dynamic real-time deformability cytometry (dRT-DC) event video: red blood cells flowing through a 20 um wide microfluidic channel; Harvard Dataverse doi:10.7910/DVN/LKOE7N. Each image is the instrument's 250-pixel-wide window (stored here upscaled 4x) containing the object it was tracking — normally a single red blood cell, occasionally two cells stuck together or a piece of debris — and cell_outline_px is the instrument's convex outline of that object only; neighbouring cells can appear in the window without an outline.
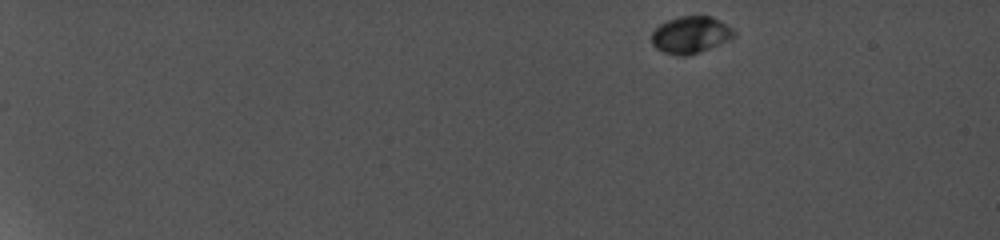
{"species": "common noctule bat (a hibernating species)", "species_latin": "Nyctalus noctula", "temperature_condition": "cold", "stored_images_in_passage": 8, "camera_frame_rate_fps": 5000, "um_per_image_px": 0.085, "animal": {"sex": "female", "body_mass_g": 19.0, "forearm_length_mm": 56.7}, "frame": {"image": 1, "passage_image": 1, "time_ms": 0.0, "image_size_px": [1000, 240], "cell_outline_px": [[736, 36], [732, 40], [700, 52], [688, 56], [676, 56], [664, 52], [656, 48], [652, 44], [652, 32], [660, 24], [668, 20], [680, 16], [712, 16], [732, 28], [736, 32]], "centroid_in_image_um": [58.74, 2.98], "position_along_channel_um": 26.3, "area_um2": 17.98}}
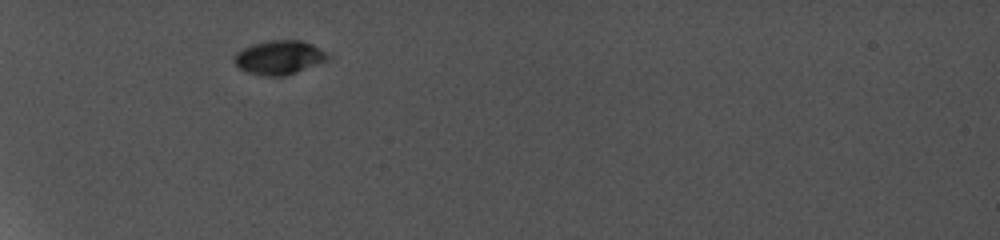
{"frame": {"image": 2, "passage_image": 6, "time_ms": 4.4, "image_size_px": [1000, 240], "cell_outline_px": [[332, 60], [284, 76], [260, 76], [244, 72], [236, 68], [232, 60], [232, 56], [236, 52], [252, 44], [268, 40], [300, 40], [312, 44], [332, 52]], "centroid_in_image_um": [23.77, 4.89], "position_along_channel_um": 61.2, "area_um2": 19.42}}
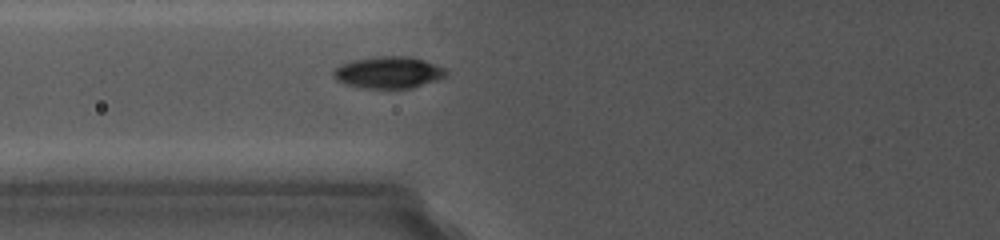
{"frame": {"image": 3, "passage_image": 8, "time_ms": 6.0, "image_size_px": [1000, 240], "cell_outline_px": [[448, 72], [444, 76], [408, 88], [364, 88], [348, 84], [336, 80], [332, 76], [332, 72], [340, 64], [352, 60], [376, 56], [408, 56], [424, 60], [448, 68]], "centroid_in_image_um": [32.99, 6.13], "position_along_channel_um": 92.8, "area_um2": 20.63}}